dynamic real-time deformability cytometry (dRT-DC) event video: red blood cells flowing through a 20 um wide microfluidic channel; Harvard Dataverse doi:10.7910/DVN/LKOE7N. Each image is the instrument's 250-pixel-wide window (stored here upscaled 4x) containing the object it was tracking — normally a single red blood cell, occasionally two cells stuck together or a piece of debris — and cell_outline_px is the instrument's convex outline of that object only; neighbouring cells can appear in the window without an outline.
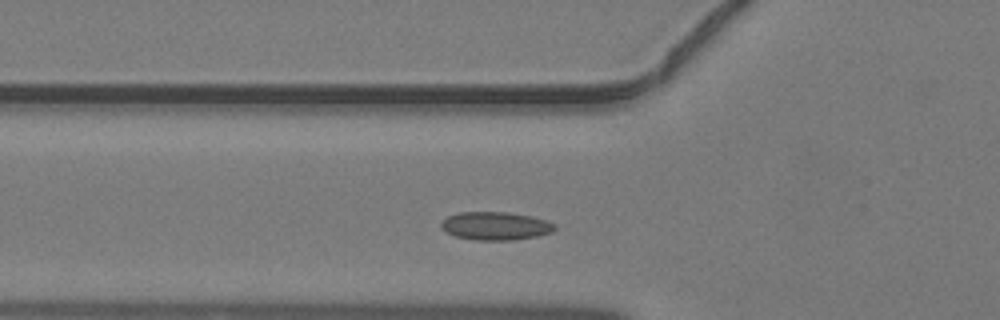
{"species": "common noctule bat (a hibernating species)", "species_latin": "Nyctalus noctula", "temperature_condition": "warm", "stored_images_in_passage": 32, "camera_frame_rate_fps": 3000, "um_per_image_px": 0.085, "animal": {"sex": "male", "body_mass_g": 19.2, "forearm_length_mm": 51.8}, "frame": {"image": 1, "passage_image": 8, "time_ms": 2.333, "image_size_px": [1000, 320], "cell_outline_px": [[556, 228], [552, 232], [536, 236], [512, 240], [476, 240], [456, 236], [440, 228], [440, 224], [448, 216], [460, 212], [508, 212], [532, 216], [556, 224]], "centroid_in_image_um": [42.13, 19.2], "position_along_channel_um": 83.7, "area_um2": 18.55}}
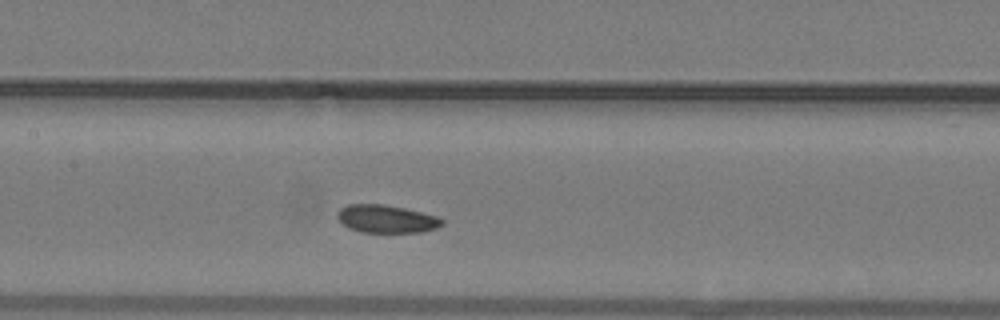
{"frame": {"image": 2, "passage_image": 14, "time_ms": 4.333, "image_size_px": [1000, 320], "cell_outline_px": [[444, 224], [436, 228], [420, 232], [360, 232], [348, 228], [336, 216], [336, 212], [340, 208], [348, 204], [384, 204], [404, 208], [440, 216], [444, 220]], "centroid_in_image_um": [32.86, 18.6], "position_along_channel_um": 174.5, "area_um2": 17.17}}
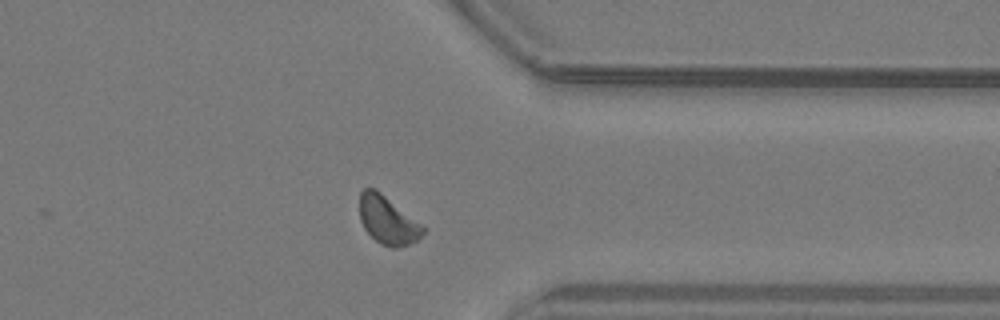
{"frame": {"image": 3, "passage_image": 28, "time_ms": 9.0, "image_size_px": [1000, 320], "cell_outline_px": [[424, 232], [416, 240], [408, 244], [392, 248], [380, 244], [364, 228], [360, 220], [360, 192], [364, 188], [372, 188], [380, 192], [420, 224], [424, 228]], "centroid_in_image_um": [32.91, 18.72], "position_along_channel_um": 378.5, "area_um2": 17.17}}